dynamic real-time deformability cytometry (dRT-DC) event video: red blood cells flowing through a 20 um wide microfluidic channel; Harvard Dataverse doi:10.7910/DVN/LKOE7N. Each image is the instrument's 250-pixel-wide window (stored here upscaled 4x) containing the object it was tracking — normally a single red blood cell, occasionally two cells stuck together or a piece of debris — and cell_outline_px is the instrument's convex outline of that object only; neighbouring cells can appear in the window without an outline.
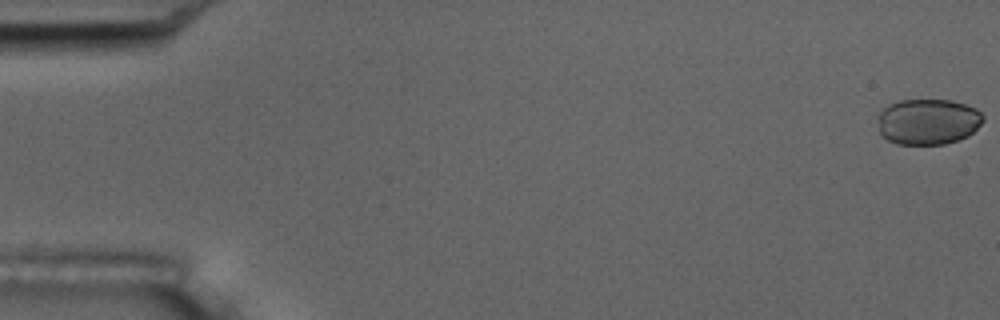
{"species": "common noctule bat (a hibernating species)", "species_latin": "Nyctalus noctula", "temperature_condition": "room temperature", "stored_images_in_passage": 55, "camera_frame_rate_fps": 3000, "um_per_image_px": 0.085, "animal": {"sex": "male", "body_mass_g": 17.5, "forearm_length_mm": 52.3}, "frame": {"image": 1, "passage_image": 1, "time_ms": 0.0, "image_size_px": [1000, 320], "cell_outline_px": [[984, 120], [968, 136], [944, 144], [896, 144], [888, 140], [880, 132], [876, 116], [888, 104], [900, 100], [952, 100], [976, 108], [984, 116]], "centroid_in_image_um": [78.86, 10.33], "position_along_channel_um": 6.1, "area_um2": 28.21}}
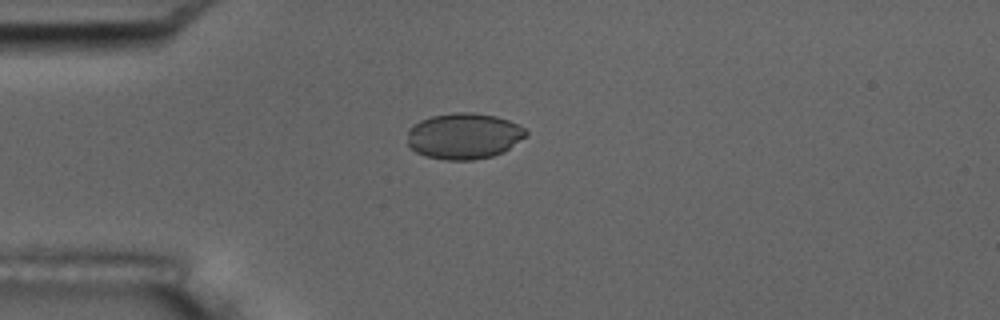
{"frame": {"image": 2, "passage_image": 15, "time_ms": 4.667, "image_size_px": [1000, 320], "cell_outline_px": [[528, 136], [504, 152], [492, 156], [472, 160], [444, 160], [424, 156], [416, 152], [408, 144], [408, 128], [412, 124], [420, 120], [432, 116], [452, 112], [472, 112], [496, 116], [520, 124], [528, 132]], "centroid_in_image_um": [39.45, 11.56], "position_along_channel_um": 45.6, "area_um2": 32.25}}
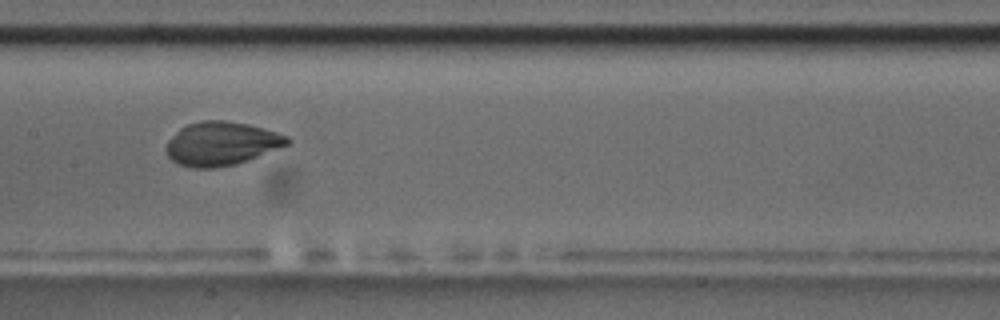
{"frame": {"image": 3, "passage_image": 28, "time_ms": 9.0, "image_size_px": [1000, 320], "cell_outline_px": [[292, 140], [288, 144], [248, 160], [236, 164], [212, 168], [192, 168], [180, 164], [172, 160], [168, 156], [164, 148], [168, 140], [180, 128], [188, 124], [204, 120], [224, 120], [248, 124], [264, 128], [288, 136]], "centroid_in_image_um": [18.8, 12.2], "position_along_channel_um": 188.6, "area_um2": 30.75}}